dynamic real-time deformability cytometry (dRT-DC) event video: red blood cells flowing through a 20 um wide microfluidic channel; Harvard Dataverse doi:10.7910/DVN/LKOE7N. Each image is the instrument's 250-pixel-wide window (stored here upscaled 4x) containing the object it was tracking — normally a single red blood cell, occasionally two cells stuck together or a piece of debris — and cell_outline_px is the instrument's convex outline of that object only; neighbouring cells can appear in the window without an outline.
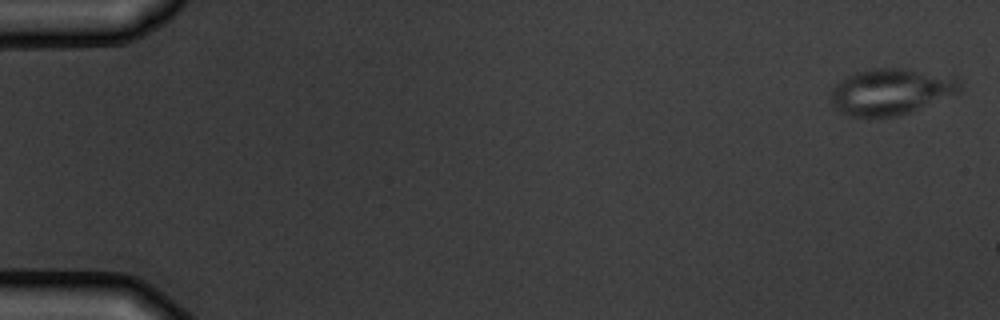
{"species": "common noctule bat (a hibernating species)", "species_latin": "Nyctalus noctula", "temperature_condition": "warm", "stored_images_in_passage": 3, "camera_frame_rate_fps": 3000, "um_per_image_px": 0.085, "animal": {"sex": "male", "body_mass_g": 19.5, "forearm_length_mm": 54.6}, "frame": {"image": 1, "passage_image": 1, "time_ms": 0.0, "image_size_px": [1000, 320], "cell_outline_px": [[960, 92], [908, 112], [896, 116], [852, 116], [840, 112], [832, 104], [832, 88], [840, 80], [856, 72], [868, 68], [904, 68], [956, 76], [960, 80]], "centroid_in_image_um": [75.74, 7.76], "position_along_channel_um": 9.3, "area_um2": 34.51}}